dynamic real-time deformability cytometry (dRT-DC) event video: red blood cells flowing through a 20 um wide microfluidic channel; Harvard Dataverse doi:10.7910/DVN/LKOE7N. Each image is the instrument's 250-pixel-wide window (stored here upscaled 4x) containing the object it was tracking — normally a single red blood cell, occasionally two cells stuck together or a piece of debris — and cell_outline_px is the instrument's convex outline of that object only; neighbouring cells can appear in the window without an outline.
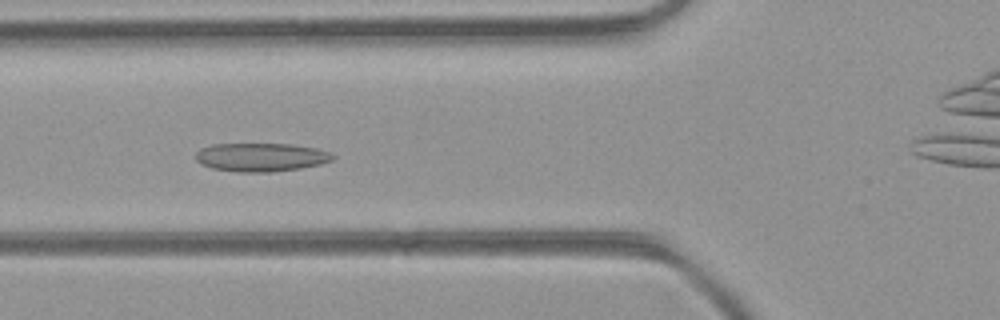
{"species": "common noctule bat (a hibernating species)", "species_latin": "Nyctalus noctula", "temperature_condition": "room temperature", "stored_images_in_passage": 44, "camera_frame_rate_fps": 3000, "um_per_image_px": 0.085, "animal": {"sex": "female", "body_mass_g": 21.9}, "frame": {"image": 1, "passage_image": 14, "time_ms": 4.333, "image_size_px": [1000, 320], "cell_outline_px": [[336, 156], [332, 160], [320, 164], [300, 168], [272, 172], [240, 172], [212, 168], [200, 164], [196, 160], [196, 152], [200, 148], [212, 144], [292, 144], [316, 148], [332, 152]], "centroid_in_image_um": [22.19, 13.36], "position_along_channel_um": 103.6, "area_um2": 22.89}}
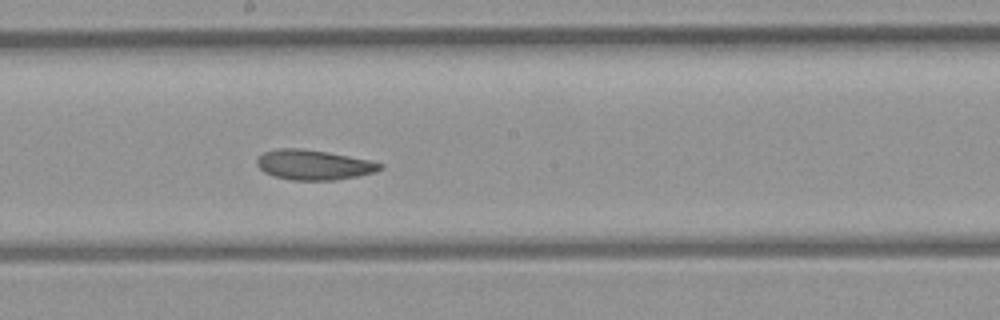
{"frame": {"image": 2, "passage_image": 22, "time_ms": 7.0, "image_size_px": [1000, 320], "cell_outline_px": [[384, 168], [376, 172], [336, 180], [292, 180], [276, 176], [264, 172], [256, 164], [256, 160], [264, 152], [276, 148], [300, 148], [328, 152], [372, 160], [384, 164]], "centroid_in_image_um": [26.71, 14.0], "position_along_channel_um": 221.5, "area_um2": 21.62}}
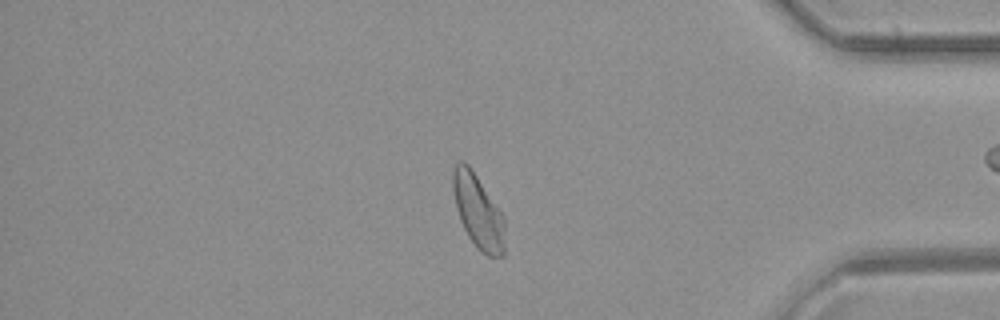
{"frame": {"image": 3, "passage_image": 36, "time_ms": 11.667, "image_size_px": [1000, 320], "cell_outline_px": [[504, 256], [488, 256], [480, 252], [476, 248], [468, 236], [460, 220], [456, 208], [452, 188], [452, 172], [456, 164], [460, 160], [464, 160], [468, 164], [504, 216]], "centroid_in_image_um": [40.62, 17.98], "position_along_channel_um": 394.6, "area_um2": 22.31}, "authors_computed_cell_mechanics": {"area_um2": 22.3686, "velocity_mm_per_s": 4.4046, "shape_relaxation_time_tau1_ms": null, "shape_relaxation_time_tau2_ms": 2.4159, "deformation_change_tau1": null, "deformation_change_tau2": 0.0705}}